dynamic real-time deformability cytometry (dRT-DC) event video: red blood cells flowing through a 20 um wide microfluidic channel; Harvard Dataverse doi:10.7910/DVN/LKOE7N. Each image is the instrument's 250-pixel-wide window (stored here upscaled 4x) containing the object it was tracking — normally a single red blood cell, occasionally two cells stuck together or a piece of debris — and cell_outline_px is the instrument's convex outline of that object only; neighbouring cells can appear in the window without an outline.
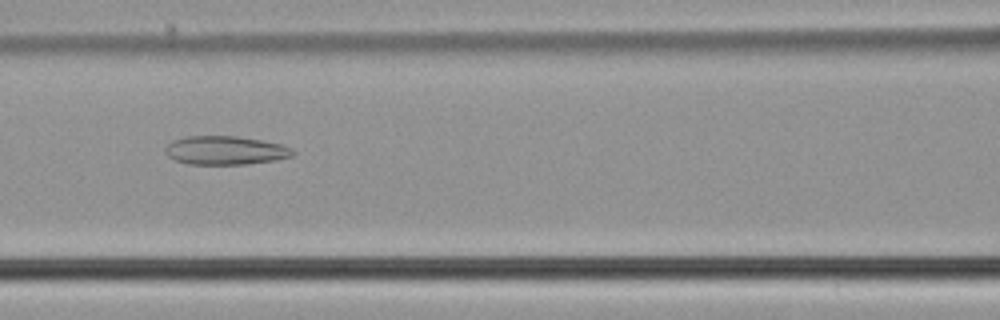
{"species": "common noctule bat (a hibernating species)", "species_latin": "Nyctalus noctula", "temperature_condition": "cold", "stored_images_in_passage": 54, "camera_frame_rate_fps": 3000, "um_per_image_px": 0.085, "animal": {"sex": "male", "body_mass_g": 21.5, "forearm_length_mm": 52.0}, "frame": {"image": 1, "passage_image": 24, "time_ms": 7.667, "image_size_px": [1000, 320], "cell_outline_px": [[296, 152], [292, 156], [276, 160], [248, 164], [188, 164], [176, 160], [168, 156], [164, 152], [164, 148], [172, 140], [188, 136], [240, 136], [280, 144], [292, 148]], "centroid_in_image_um": [19.15, 12.78], "position_along_channel_um": 147.4, "area_um2": 21.39}}
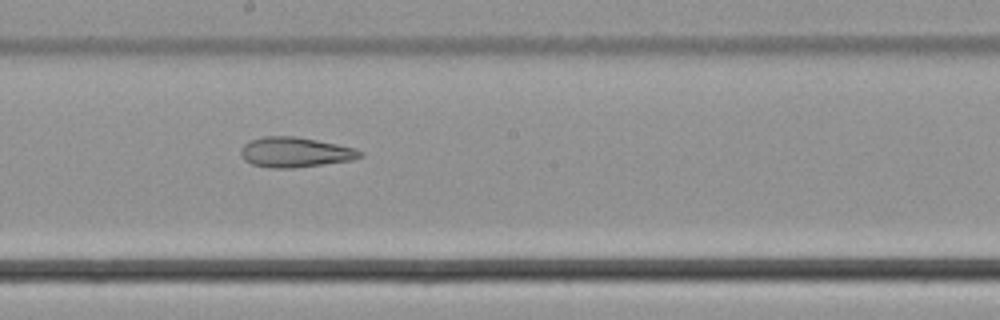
{"frame": {"image": 2, "passage_image": 30, "time_ms": 9.667, "image_size_px": [1000, 320], "cell_outline_px": [[364, 156], [352, 160], [292, 168], [268, 168], [252, 164], [244, 160], [240, 156], [240, 148], [248, 140], [264, 136], [296, 136], [356, 148], [364, 152]], "centroid_in_image_um": [25.06, 12.93], "position_along_channel_um": 223.1, "area_um2": 21.1}}
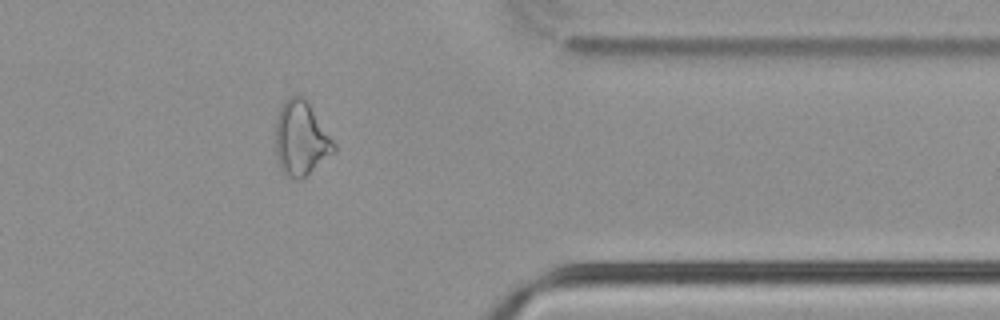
{"frame": {"image": 3, "passage_image": 44, "time_ms": 14.333, "image_size_px": [1000, 320], "cell_outline_px": [[336, 152], [300, 180], [296, 180], [288, 176], [280, 168], [276, 156], [276, 120], [280, 108], [284, 100], [288, 96], [300, 96], [308, 104], [336, 144]], "centroid_in_image_um": [25.58, 11.81], "position_along_channel_um": 385.8, "area_um2": 24.97}, "authors_computed_cell_mechanics": {"area_um2": 26.0678, "velocity_mm_per_s": 3.7894, "shape_relaxation_time_tau1_ms": null, "shape_relaxation_time_tau2_ms": 4.2893, "deformation_change_tau1": null, "deformation_change_tau2": 0.1516}}